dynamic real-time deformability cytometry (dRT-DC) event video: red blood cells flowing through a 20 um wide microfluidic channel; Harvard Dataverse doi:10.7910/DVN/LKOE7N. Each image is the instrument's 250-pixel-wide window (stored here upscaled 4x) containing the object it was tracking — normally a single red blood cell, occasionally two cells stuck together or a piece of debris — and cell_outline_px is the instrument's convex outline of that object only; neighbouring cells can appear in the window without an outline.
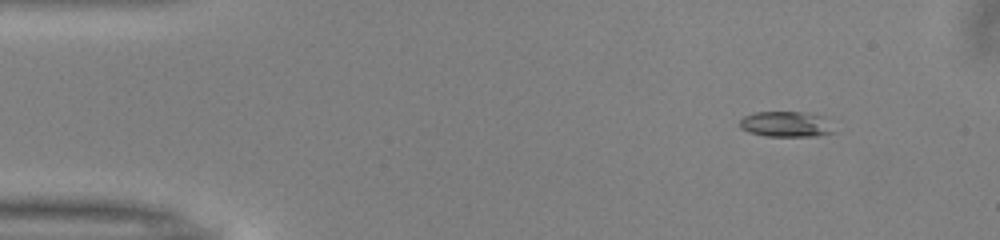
{"species": "common noctule bat (a hibernating species)", "species_latin": "Nyctalus noctula", "temperature_condition": "warm", "stored_images_in_passage": 46, "camera_frame_rate_fps": 3000, "um_per_image_px": 0.085, "animal": {"sex": "male", "body_mass_g": 13.0, "forearm_length_mm": 53.1}, "frame": {"image": 1, "passage_image": 1, "time_ms": 0.0, "image_size_px": [1000, 240], "cell_outline_px": [[836, 132], [816, 136], [764, 136], [748, 132], [740, 128], [740, 120], [744, 116], [756, 112], [808, 112], [820, 116]], "centroid_in_image_um": [66.76, 10.56], "position_along_channel_um": 18.2, "area_um2": 13.87}}
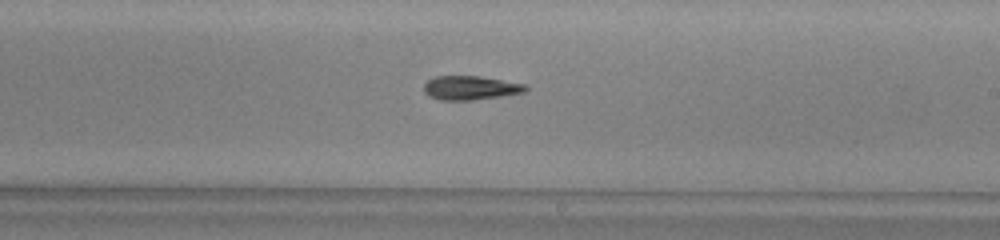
{"frame": {"image": 2, "passage_image": 25, "time_ms": 8.0, "image_size_px": [1000, 240], "cell_outline_px": [[528, 88], [524, 92], [500, 96], [472, 100], [440, 100], [428, 96], [424, 92], [424, 84], [432, 76], [480, 76], [528, 84]], "centroid_in_image_um": [39.98, 7.46], "position_along_channel_um": 249.0, "area_um2": 14.33}}
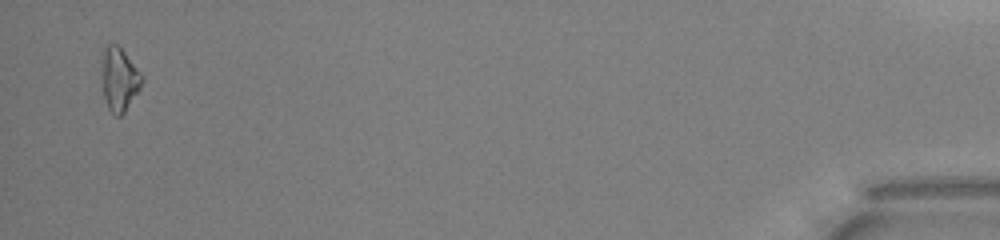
{"frame": {"image": 3, "passage_image": 45, "time_ms": 14.667, "image_size_px": [1000, 240], "cell_outline_px": [[144, 80], [140, 88], [124, 112], [120, 116], [116, 116], [108, 108], [104, 100], [100, 52], [108, 44], [120, 44], [144, 76]], "centroid_in_image_um": [10.13, 6.66], "position_along_channel_um": 425.1, "area_um2": 15.32}, "authors_computed_cell_mechanics": {"area_um2": 14.2188, "velocity_mm_per_s": 4.0406, "shape_relaxation_time_tau1_ms": 7.8652, "shape_relaxation_time_tau2_ms": null, "deformation_change_tau1": 0.2278, "deformation_change_tau2": null}}